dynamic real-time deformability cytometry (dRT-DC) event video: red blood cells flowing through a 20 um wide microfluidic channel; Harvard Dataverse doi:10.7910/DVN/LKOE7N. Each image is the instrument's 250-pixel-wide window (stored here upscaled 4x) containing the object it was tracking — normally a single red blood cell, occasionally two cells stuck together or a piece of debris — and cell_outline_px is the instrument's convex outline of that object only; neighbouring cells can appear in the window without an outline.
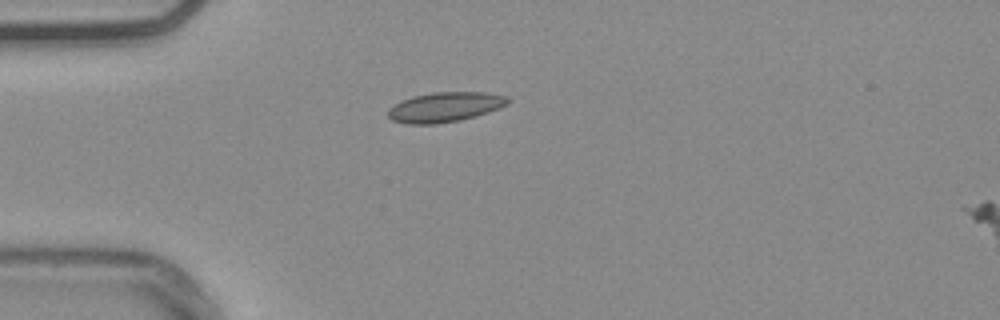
{"species": "common noctule bat (a hibernating species)", "species_latin": "Nyctalus noctula", "temperature_condition": "warm", "stored_images_in_passage": 3, "camera_frame_rate_fps": 3000, "um_per_image_px": 0.085, "animal": {"sex": "male", "body_mass_g": 20.4}, "frame": {"image": 1, "passage_image": 1, "time_ms": 0.0, "image_size_px": [1000, 320], "cell_outline_px": [[512, 100], [508, 104], [488, 112], [476, 116], [460, 120], [436, 124], [408, 124], [392, 120], [388, 116], [388, 108], [412, 96], [432, 92], [484, 92], [508, 96]], "centroid_in_image_um": [37.85, 9.1], "position_along_channel_um": 47.2, "area_um2": 20.87}}